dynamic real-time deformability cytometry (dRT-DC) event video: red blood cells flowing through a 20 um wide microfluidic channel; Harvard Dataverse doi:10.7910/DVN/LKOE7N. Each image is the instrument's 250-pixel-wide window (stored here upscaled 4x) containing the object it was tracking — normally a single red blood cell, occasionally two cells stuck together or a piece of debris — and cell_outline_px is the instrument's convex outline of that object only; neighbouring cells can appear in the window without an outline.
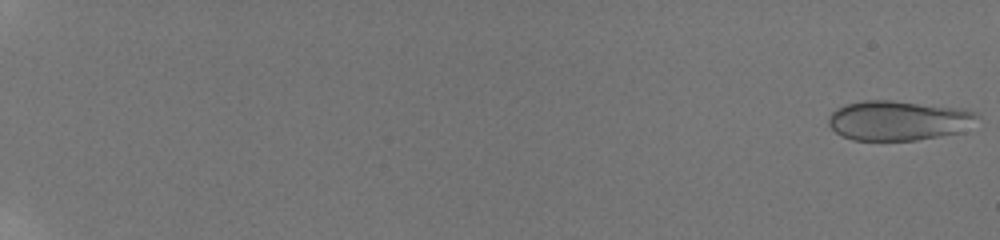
{"species": "human", "species_latin": "Homo sapiens", "temperature_condition": "room temperature", "stored_images_in_passage": 58, "camera_frame_rate_fps": 3000, "um_per_image_px": 0.085, "donor": {"sex": "male"}, "frame": {"image": 1, "passage_image": 1, "time_ms": 0.0, "image_size_px": [1000, 240], "cell_outline_px": [[980, 116], [964, 132], [916, 140], [852, 140], [840, 136], [828, 124], [828, 120], [832, 112], [836, 108], [844, 104], [864, 100], [892, 100], [964, 108], [976, 112]], "centroid_in_image_um": [76.38, 10.24], "position_along_channel_um": 8.6, "area_um2": 34.91}}
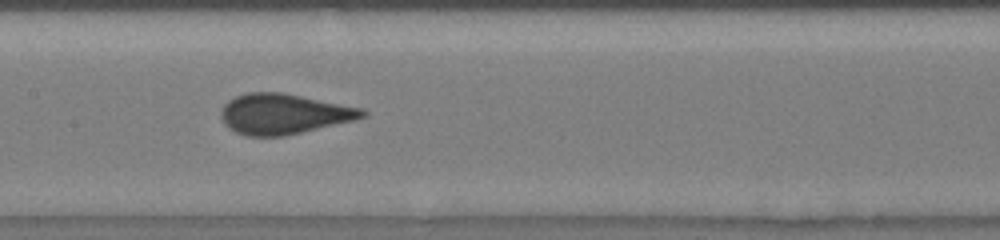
{"frame": {"image": 2, "passage_image": 34, "time_ms": 11.0, "image_size_px": [1000, 240], "cell_outline_px": [[368, 116], [356, 120], [284, 136], [248, 136], [236, 132], [228, 128], [224, 124], [220, 116], [220, 112], [224, 104], [228, 100], [236, 96], [248, 92], [280, 92], [364, 108], [368, 112]], "centroid_in_image_um": [24.13, 9.69], "position_along_channel_um": 183.3, "area_um2": 33.41}}
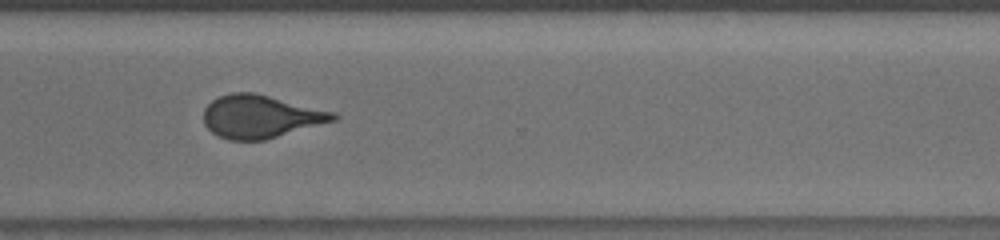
{"frame": {"image": 3, "passage_image": 47, "time_ms": 15.333, "image_size_px": [1000, 240], "cell_outline_px": [[340, 116], [336, 120], [264, 140], [228, 140], [212, 132], [204, 124], [204, 108], [212, 100], [220, 96], [232, 92], [256, 92], [336, 112]], "centroid_in_image_um": [22.17, 9.89], "position_along_channel_um": 348.4, "area_um2": 32.54}, "authors_computed_cell_mechanics": {"area_um2": 32.7726, "velocity_mm_per_s": 3.8156, "shape_relaxation_time_tau1_ms": 10.9916, "shape_relaxation_time_tau2_ms": null, "deformation_change_tau1": 0.1539, "deformation_change_tau2": null}}